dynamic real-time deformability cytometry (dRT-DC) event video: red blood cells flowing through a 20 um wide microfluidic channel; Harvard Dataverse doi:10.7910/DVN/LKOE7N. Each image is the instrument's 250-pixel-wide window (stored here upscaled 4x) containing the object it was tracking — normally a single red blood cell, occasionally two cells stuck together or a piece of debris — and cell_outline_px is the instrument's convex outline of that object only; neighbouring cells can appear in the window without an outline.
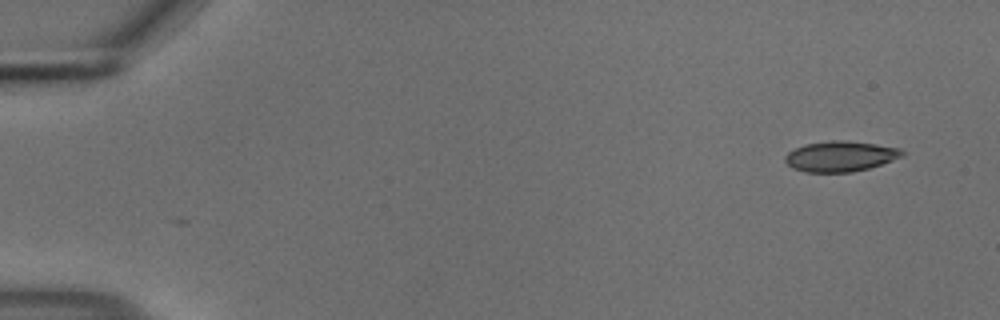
{"species": "common noctule bat (a hibernating species)", "species_latin": "Nyctalus noctula", "temperature_condition": "cold", "stored_images_in_passage": 52, "camera_frame_rate_fps": 3000, "um_per_image_px": 0.085, "animal": {"sex": "male", "body_mass_g": 18.8}, "frame": {"image": 1, "passage_image": 1, "time_ms": 0.0, "image_size_px": [1000, 320], "cell_outline_px": [[904, 156], [868, 168], [852, 172], [804, 172], [792, 168], [784, 160], [784, 156], [788, 152], [804, 144], [832, 140], [844, 140], [876, 144], [900, 148], [904, 152]], "centroid_in_image_um": [71.41, 13.28], "position_along_channel_um": 13.6, "area_um2": 20.75}}
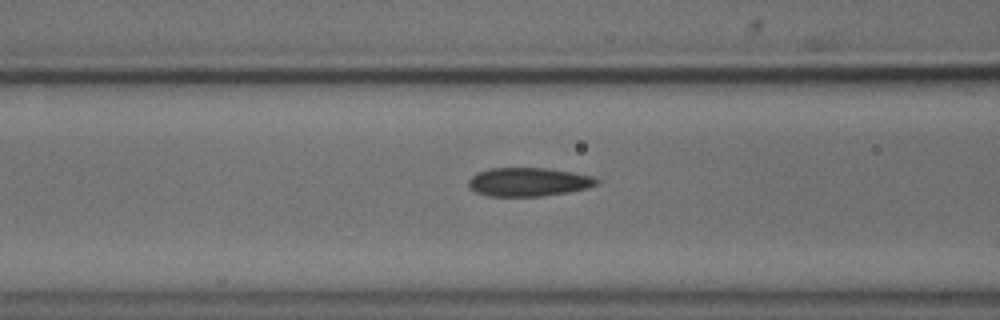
{"frame": {"image": 2, "passage_image": 20, "time_ms": 6.333, "image_size_px": [1000, 320], "cell_outline_px": [[600, 184], [588, 188], [568, 192], [544, 196], [488, 196], [476, 192], [468, 188], [468, 180], [476, 172], [488, 168], [548, 168], [572, 172], [592, 176], [600, 180]], "centroid_in_image_um": [44.92, 15.46], "position_along_channel_um": 121.7, "area_um2": 21.68}}
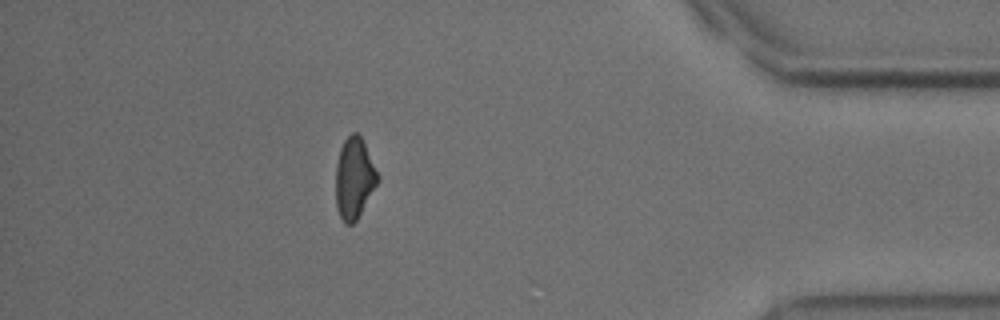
{"frame": {"image": 3, "passage_image": 46, "time_ms": 15.0, "image_size_px": [1000, 320], "cell_outline_px": [[380, 180], [356, 220], [352, 224], [344, 224], [336, 208], [336, 164], [340, 148], [344, 140], [352, 132], [356, 132], [360, 136], [380, 176]], "centroid_in_image_um": [30.11, 15.16], "position_along_channel_um": 405.1, "area_um2": 19.77}, "authors_computed_cell_mechanics": {"area_um2": 21.1837, "velocity_mm_per_s": 3.7156, "shape_relaxation_time_tau1_ms": null, "shape_relaxation_time_tau2_ms": 7.0505, "deformation_change_tau1": null, "deformation_change_tau2": 0.1271}}